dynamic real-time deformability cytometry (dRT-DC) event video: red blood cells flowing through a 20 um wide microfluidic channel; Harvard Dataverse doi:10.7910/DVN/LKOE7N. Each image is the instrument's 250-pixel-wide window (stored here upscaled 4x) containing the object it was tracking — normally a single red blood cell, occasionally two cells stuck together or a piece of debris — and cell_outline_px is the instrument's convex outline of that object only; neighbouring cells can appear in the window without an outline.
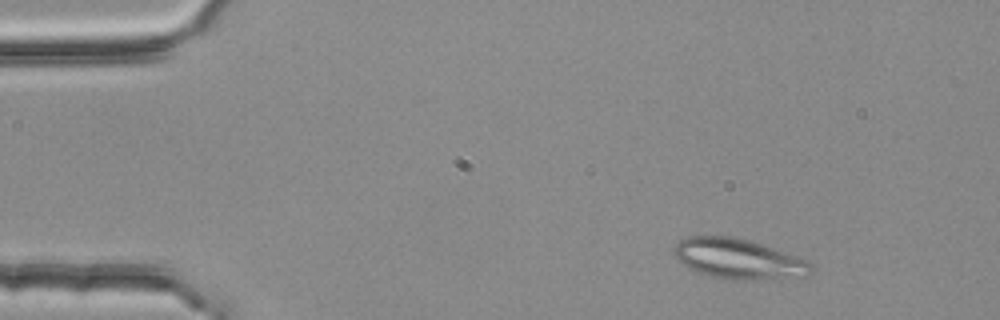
{"species": "common noctule bat (a hibernating species)", "species_latin": "Nyctalus noctula", "temperature_condition": "room temperature", "stored_images_in_passage": 2, "camera_frame_rate_fps": 3000, "um_per_image_px": 0.085, "animal": {"sex": "female", "body_mass_g": 25.1}, "frame": {"image": 1, "passage_image": 1, "time_ms": 0.0, "image_size_px": [1000, 320], "cell_outline_px": [[808, 276], [780, 280], [732, 280], [708, 276], [696, 272], [680, 264], [676, 260], [672, 248], [684, 236], [732, 236], [748, 240], [808, 260]], "centroid_in_image_um": [62.69, 22.03], "position_along_channel_um": 22.3, "area_um2": 32.48}}